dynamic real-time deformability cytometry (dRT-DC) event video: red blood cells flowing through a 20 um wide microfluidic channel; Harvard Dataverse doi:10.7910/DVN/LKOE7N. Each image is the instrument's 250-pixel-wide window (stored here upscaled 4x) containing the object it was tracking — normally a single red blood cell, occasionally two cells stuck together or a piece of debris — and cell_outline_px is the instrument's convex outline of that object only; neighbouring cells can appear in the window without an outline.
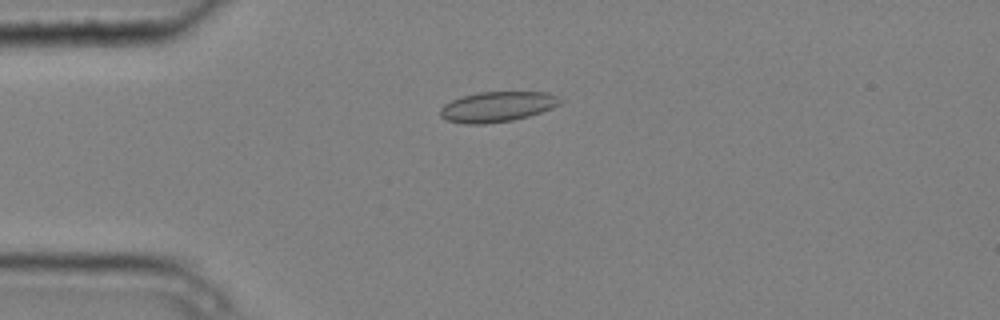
{"species": "common noctule bat (a hibernating species)", "species_latin": "Nyctalus noctula", "temperature_condition": "cold", "stored_images_in_passage": 5, "camera_frame_rate_fps": 3000, "um_per_image_px": 0.085, "animal": {"sex": "male", "body_mass_g": 20.4}, "frame": {"image": 1, "passage_image": 1, "time_ms": 0.0, "image_size_px": [1000, 320], "cell_outline_px": [[564, 100], [560, 104], [552, 108], [528, 116], [512, 120], [484, 124], [464, 124], [448, 120], [440, 116], [440, 108], [444, 104], [460, 96], [476, 92], [548, 92]], "centroid_in_image_um": [42.25, 9.06], "position_along_channel_um": 42.7, "area_um2": 21.21}}
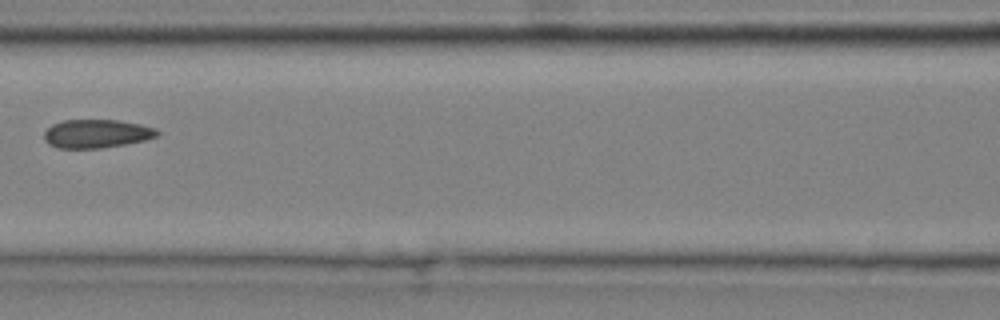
{"frame": {"image": 2, "passage_image": 4, "time_ms": 1.0, "image_size_px": [1000, 320], "cell_outline_px": [[160, 136], [144, 140], [124, 144], [100, 148], [56, 148], [48, 144], [44, 140], [44, 132], [52, 124], [64, 120], [120, 120], [140, 124], [156, 128], [160, 132]], "centroid_in_image_um": [8.22, 11.36], "position_along_channel_um": 158.4, "area_um2": 18.9}}
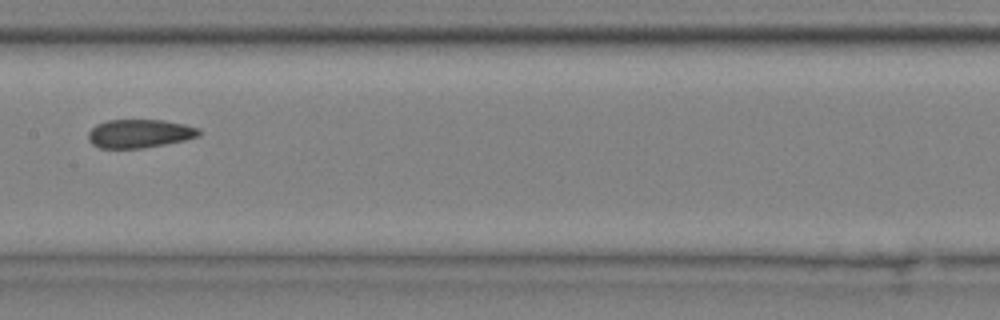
{"frame": {"image": 3, "passage_image": 5, "time_ms": 1.333, "image_size_px": [1000, 320], "cell_outline_px": [[204, 132], [200, 136], [184, 140], [144, 148], [100, 148], [92, 144], [88, 140], [88, 132], [96, 124], [108, 120], [164, 120], [184, 124], [200, 128]], "centroid_in_image_um": [11.89, 11.35], "position_along_channel_um": 195.5, "area_um2": 18.55}}